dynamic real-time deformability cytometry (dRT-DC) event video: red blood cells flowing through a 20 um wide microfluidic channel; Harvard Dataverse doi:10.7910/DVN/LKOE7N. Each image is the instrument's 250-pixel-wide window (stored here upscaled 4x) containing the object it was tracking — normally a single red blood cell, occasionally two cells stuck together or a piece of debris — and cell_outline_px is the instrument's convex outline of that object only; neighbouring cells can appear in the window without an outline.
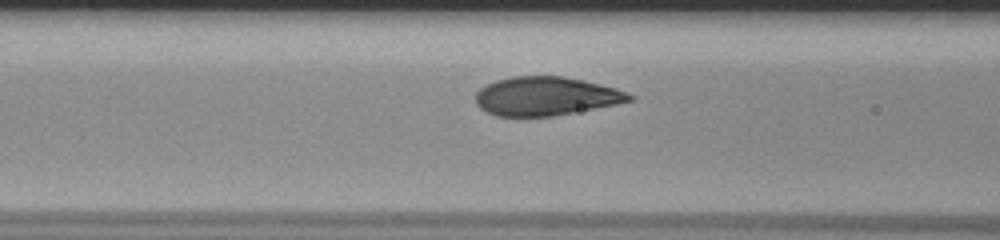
{"species": "human", "species_latin": "Homo sapiens", "temperature_condition": "room temperature", "stored_images_in_passage": 12, "camera_frame_rate_fps": 3000, "um_per_image_px": 0.085, "donor": {"sex": "male"}, "frame": {"image": 1, "passage_image": 10, "time_ms": 3.0, "image_size_px": [1000, 240], "cell_outline_px": [[636, 96], [632, 100], [616, 104], [552, 116], [496, 116], [480, 108], [476, 104], [476, 92], [480, 88], [496, 80], [512, 76], [564, 76], [584, 80], [616, 88], [628, 92]], "centroid_in_image_um": [46.41, 8.17], "position_along_channel_um": 120.2, "area_um2": 34.62}}